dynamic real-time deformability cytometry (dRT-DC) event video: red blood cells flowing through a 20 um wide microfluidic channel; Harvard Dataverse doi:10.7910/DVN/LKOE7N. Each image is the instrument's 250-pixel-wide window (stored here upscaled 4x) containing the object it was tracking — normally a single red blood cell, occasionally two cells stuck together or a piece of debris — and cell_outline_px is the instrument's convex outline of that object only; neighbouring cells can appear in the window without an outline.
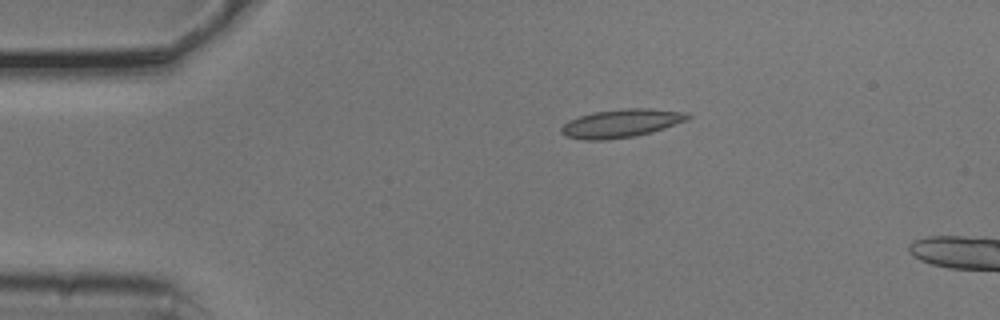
{"species": "common noctule bat (a hibernating species)", "species_latin": "Nyctalus noctula", "temperature_condition": "cold", "stored_images_in_passage": 4, "camera_frame_rate_fps": 3000, "um_per_image_px": 0.085, "animal": {"sex": "male", "body_mass_g": 20.5, "forearm_length_mm": 52.5}, "frame": {"image": 1, "passage_image": 2, "time_ms": 0.333, "image_size_px": [1000, 320], "cell_outline_px": [[692, 116], [688, 120], [652, 132], [636, 136], [604, 140], [584, 140], [568, 136], [560, 132], [560, 128], [568, 120], [592, 112], [628, 108], [652, 108], [688, 112]], "centroid_in_image_um": [52.84, 10.47], "position_along_channel_um": 32.2, "area_um2": 20.98}}